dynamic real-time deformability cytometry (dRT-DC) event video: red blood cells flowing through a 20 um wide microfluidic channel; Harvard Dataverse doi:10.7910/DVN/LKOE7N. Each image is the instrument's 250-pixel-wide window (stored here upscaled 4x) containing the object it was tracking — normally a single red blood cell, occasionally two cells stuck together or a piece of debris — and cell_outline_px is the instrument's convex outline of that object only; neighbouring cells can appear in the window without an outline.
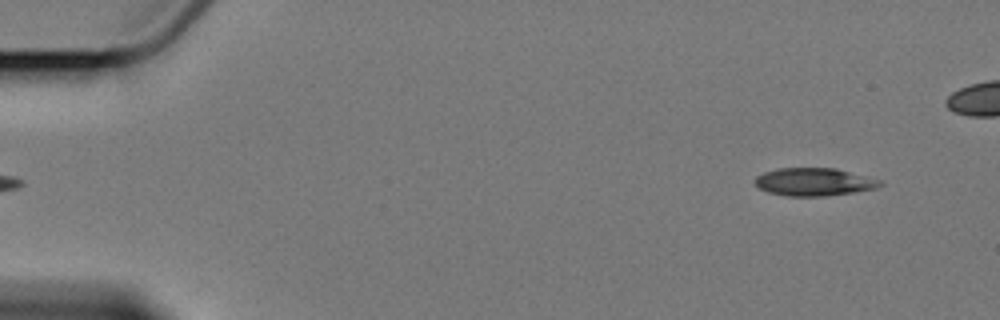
{"species": "Egyptian fruit bat (a non-hibernating species)", "species_latin": "Rousettus aegyptiacus", "temperature_condition": "cold", "stored_images_in_passage": 5, "camera_frame_rate_fps": 3000, "um_per_image_px": 0.085, "animal": {"sex": "female"}, "frame": {"image": 1, "passage_image": 5, "time_ms": 6.0, "image_size_px": [1000, 320], "cell_outline_px": [[884, 184], [876, 188], [852, 192], [824, 196], [788, 196], [768, 192], [760, 188], [752, 180], [756, 176], [764, 172], [776, 168], [836, 168], [880, 180]], "centroid_in_image_um": [69.16, 15.45], "position_along_channel_um": 15.8, "area_um2": 20.23}}